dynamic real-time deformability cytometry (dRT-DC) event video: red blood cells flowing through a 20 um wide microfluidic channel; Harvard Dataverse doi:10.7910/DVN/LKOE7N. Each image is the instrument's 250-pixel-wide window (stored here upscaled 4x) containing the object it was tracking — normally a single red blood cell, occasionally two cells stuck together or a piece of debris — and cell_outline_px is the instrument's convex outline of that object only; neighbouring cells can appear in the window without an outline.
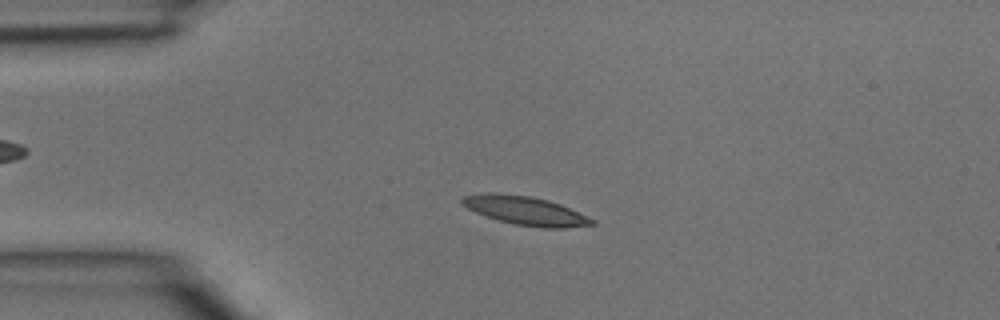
{"species": "common noctule bat (a hibernating species)", "species_latin": "Nyctalus noctula", "temperature_condition": "room temperature", "stored_images_in_passage": 2, "camera_frame_rate_fps": 3000, "um_per_image_px": 0.085, "animal": {"sex": "male", "body_mass_g": 15.6}, "frame": {"image": 1, "passage_image": 1, "time_ms": 0.0, "image_size_px": [1000, 320], "cell_outline_px": [[596, 224], [564, 228], [540, 228], [516, 224], [500, 220], [476, 212], [460, 204], [460, 200], [464, 196], [488, 192], [492, 192], [532, 196], [548, 200], [560, 204], [596, 220]], "centroid_in_image_um": [44.67, 17.9], "position_along_channel_um": 40.3, "area_um2": 21.62}}